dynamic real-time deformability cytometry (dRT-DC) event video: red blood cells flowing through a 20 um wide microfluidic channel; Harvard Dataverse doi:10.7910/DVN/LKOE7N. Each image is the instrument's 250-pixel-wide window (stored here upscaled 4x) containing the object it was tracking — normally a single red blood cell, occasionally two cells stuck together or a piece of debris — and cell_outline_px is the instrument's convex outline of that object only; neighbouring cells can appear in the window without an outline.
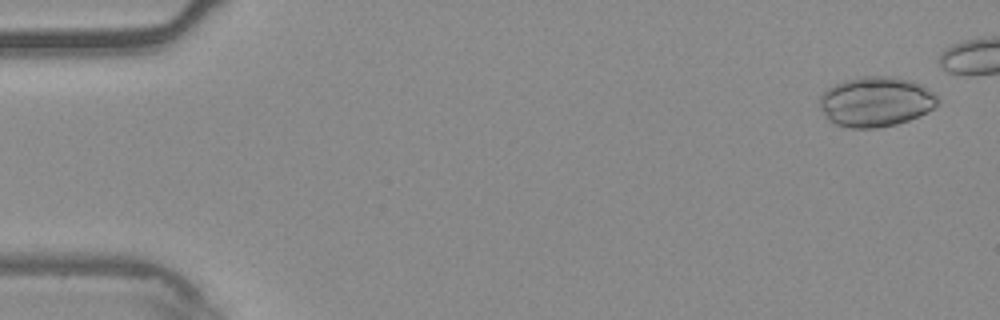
{"species": "common noctule bat (a hibernating species)", "species_latin": "Nyctalus noctula", "temperature_condition": "warm", "stored_images_in_passage": 45, "camera_frame_rate_fps": 3000, "um_per_image_px": 0.085, "animal": {"sex": "male", "body_mass_g": 20.4}, "frame": {"image": 1, "passage_image": 3, "time_ms": 0.667, "image_size_px": [1000, 320], "cell_outline_px": [[940, 100], [932, 108], [908, 120], [896, 124], [876, 128], [852, 128], [836, 124], [828, 120], [824, 116], [820, 108], [820, 96], [828, 88], [844, 80], [860, 76], [892, 76], [912, 80], [936, 92]], "centroid_in_image_um": [74.44, 8.63], "position_along_channel_um": 10.6, "area_um2": 34.45}}
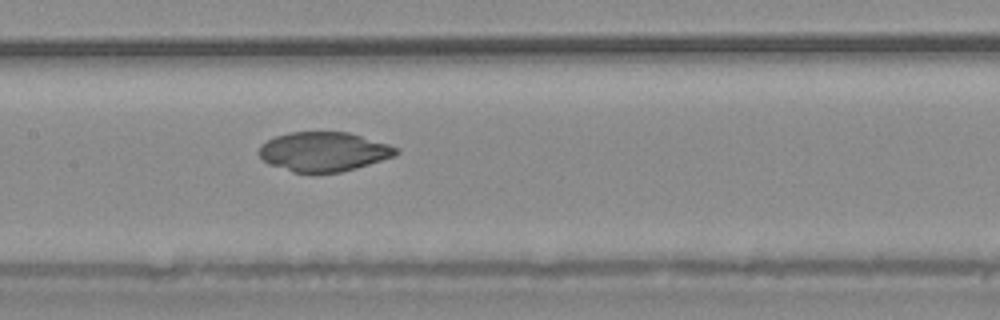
{"frame": {"image": 2, "passage_image": 27, "time_ms": 8.667, "image_size_px": [1000, 320], "cell_outline_px": [[400, 152], [396, 156], [356, 168], [340, 172], [292, 172], [268, 164], [260, 156], [260, 144], [276, 136], [288, 132], [348, 132], [388, 144], [400, 148]], "centroid_in_image_um": [27.54, 12.89], "position_along_channel_um": 179.9, "area_um2": 31.39}}
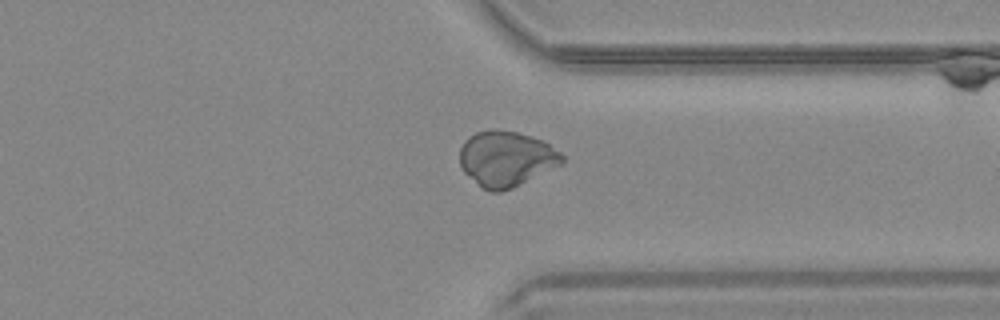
{"frame": {"image": 3, "passage_image": 42, "time_ms": 13.667, "image_size_px": [1000, 320], "cell_outline_px": [[564, 164], [512, 188], [500, 192], [492, 192], [484, 188], [464, 172], [460, 164], [460, 148], [464, 140], [468, 136], [476, 132], [492, 128], [500, 128], [532, 136], [544, 140], [560, 152], [564, 156]], "centroid_in_image_um": [43.05, 13.46], "position_along_channel_um": 368.3, "area_um2": 33.41}}